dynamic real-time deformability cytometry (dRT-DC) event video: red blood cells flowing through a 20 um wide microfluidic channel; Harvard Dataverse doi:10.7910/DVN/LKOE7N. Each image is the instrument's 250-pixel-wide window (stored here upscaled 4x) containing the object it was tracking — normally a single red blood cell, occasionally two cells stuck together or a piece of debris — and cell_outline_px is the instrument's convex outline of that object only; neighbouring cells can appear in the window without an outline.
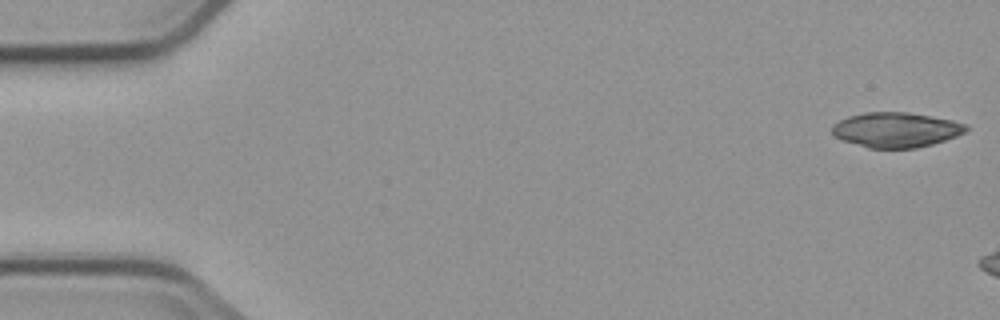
{"species": "common noctule bat (a hibernating species)", "species_latin": "Nyctalus noctula", "temperature_condition": "cold", "stored_images_in_passage": 4, "camera_frame_rate_fps": 3000, "um_per_image_px": 0.085, "animal": {"sex": "male", "body_mass_g": 23.1, "forearm_length_mm": 52.7}, "frame": {"image": 1, "passage_image": 1, "time_ms": 0.0, "image_size_px": [1000, 320], "cell_outline_px": [[968, 128], [964, 132], [956, 136], [932, 144], [916, 148], [868, 148], [840, 140], [832, 132], [832, 124], [848, 116], [864, 112], [908, 112], [952, 120], [968, 124]], "centroid_in_image_um": [76.14, 11.03], "position_along_channel_um": 8.9, "area_um2": 27.34}}